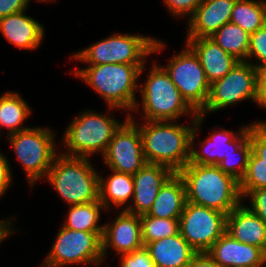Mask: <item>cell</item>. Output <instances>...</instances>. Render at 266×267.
<instances>
[{"mask_svg":"<svg viewBox=\"0 0 266 267\" xmlns=\"http://www.w3.org/2000/svg\"><path fill=\"white\" fill-rule=\"evenodd\" d=\"M139 127L144 157L147 163L162 165L178 173L190 161L191 135L195 125L177 124L176 121H145Z\"/></svg>","mask_w":266,"mask_h":267,"instance_id":"6da1fadb","label":"cell"},{"mask_svg":"<svg viewBox=\"0 0 266 267\" xmlns=\"http://www.w3.org/2000/svg\"><path fill=\"white\" fill-rule=\"evenodd\" d=\"M178 174L184 181L187 202L226 215L243 202L239 181L217 165L187 164Z\"/></svg>","mask_w":266,"mask_h":267,"instance_id":"7a4b0ae2","label":"cell"},{"mask_svg":"<svg viewBox=\"0 0 266 267\" xmlns=\"http://www.w3.org/2000/svg\"><path fill=\"white\" fill-rule=\"evenodd\" d=\"M145 64L88 65L84 69L74 71L82 81L90 85L110 107L124 109L127 115L139 110L135 90L139 88L138 79L142 75Z\"/></svg>","mask_w":266,"mask_h":267,"instance_id":"3957f363","label":"cell"},{"mask_svg":"<svg viewBox=\"0 0 266 267\" xmlns=\"http://www.w3.org/2000/svg\"><path fill=\"white\" fill-rule=\"evenodd\" d=\"M46 180L69 206L99 200V172L89 158L58 152Z\"/></svg>","mask_w":266,"mask_h":267,"instance_id":"277c9868","label":"cell"},{"mask_svg":"<svg viewBox=\"0 0 266 267\" xmlns=\"http://www.w3.org/2000/svg\"><path fill=\"white\" fill-rule=\"evenodd\" d=\"M165 43L148 36L114 34L86 47L71 58L88 65L145 64L147 56L164 49Z\"/></svg>","mask_w":266,"mask_h":267,"instance_id":"5b68a950","label":"cell"},{"mask_svg":"<svg viewBox=\"0 0 266 267\" xmlns=\"http://www.w3.org/2000/svg\"><path fill=\"white\" fill-rule=\"evenodd\" d=\"M138 92L142 98V118L145 121H177L184 114L190 113L193 116L191 118L197 115L183 99L165 69L155 62Z\"/></svg>","mask_w":266,"mask_h":267,"instance_id":"8992f818","label":"cell"},{"mask_svg":"<svg viewBox=\"0 0 266 267\" xmlns=\"http://www.w3.org/2000/svg\"><path fill=\"white\" fill-rule=\"evenodd\" d=\"M122 124L109 114L103 115L90 110L81 112V115L70 121L64 132L61 142L67 151L61 154L84 158L99 152L103 155Z\"/></svg>","mask_w":266,"mask_h":267,"instance_id":"52a82bcc","label":"cell"},{"mask_svg":"<svg viewBox=\"0 0 266 267\" xmlns=\"http://www.w3.org/2000/svg\"><path fill=\"white\" fill-rule=\"evenodd\" d=\"M55 132L43 127H29L8 135V140L21 162L32 187L36 181L46 178L55 156Z\"/></svg>","mask_w":266,"mask_h":267,"instance_id":"ba28073f","label":"cell"},{"mask_svg":"<svg viewBox=\"0 0 266 267\" xmlns=\"http://www.w3.org/2000/svg\"><path fill=\"white\" fill-rule=\"evenodd\" d=\"M103 233L72 230L62 226L40 267H62L71 264L100 265L104 260Z\"/></svg>","mask_w":266,"mask_h":267,"instance_id":"9c48e42d","label":"cell"},{"mask_svg":"<svg viewBox=\"0 0 266 267\" xmlns=\"http://www.w3.org/2000/svg\"><path fill=\"white\" fill-rule=\"evenodd\" d=\"M186 48L171 57L162 66L179 89L187 104L199 114L205 107L210 93V83L194 50L186 43Z\"/></svg>","mask_w":266,"mask_h":267,"instance_id":"30bf717a","label":"cell"},{"mask_svg":"<svg viewBox=\"0 0 266 267\" xmlns=\"http://www.w3.org/2000/svg\"><path fill=\"white\" fill-rule=\"evenodd\" d=\"M256 96V68L249 62L239 61L223 78L210 84L207 104L199 114L205 117L207 112H215L246 99L256 102Z\"/></svg>","mask_w":266,"mask_h":267,"instance_id":"8fae6325","label":"cell"},{"mask_svg":"<svg viewBox=\"0 0 266 267\" xmlns=\"http://www.w3.org/2000/svg\"><path fill=\"white\" fill-rule=\"evenodd\" d=\"M226 214L186 202L179 218V232L197 252H207L226 232Z\"/></svg>","mask_w":266,"mask_h":267,"instance_id":"7c38bea8","label":"cell"},{"mask_svg":"<svg viewBox=\"0 0 266 267\" xmlns=\"http://www.w3.org/2000/svg\"><path fill=\"white\" fill-rule=\"evenodd\" d=\"M110 170L134 175L147 162L144 157L139 127L126 117L102 155Z\"/></svg>","mask_w":266,"mask_h":267,"instance_id":"4fadbf2b","label":"cell"},{"mask_svg":"<svg viewBox=\"0 0 266 267\" xmlns=\"http://www.w3.org/2000/svg\"><path fill=\"white\" fill-rule=\"evenodd\" d=\"M203 115L197 114L195 117V125L191 135L190 161L188 164L201 165H217L224 159L230 150H238V148L249 138L250 124L242 126L237 133L226 130L212 132L206 140L201 142V150L194 148V139L203 121ZM238 134V135H237Z\"/></svg>","mask_w":266,"mask_h":267,"instance_id":"5bb4252c","label":"cell"},{"mask_svg":"<svg viewBox=\"0 0 266 267\" xmlns=\"http://www.w3.org/2000/svg\"><path fill=\"white\" fill-rule=\"evenodd\" d=\"M109 246L113 248L116 255L120 256L144 248L140 215L121 210L112 223L105 224L102 237L104 260Z\"/></svg>","mask_w":266,"mask_h":267,"instance_id":"9a60e30c","label":"cell"},{"mask_svg":"<svg viewBox=\"0 0 266 267\" xmlns=\"http://www.w3.org/2000/svg\"><path fill=\"white\" fill-rule=\"evenodd\" d=\"M172 174L173 172L165 166L146 163L133 175V204L125 206L123 210L136 215L148 213L161 186Z\"/></svg>","mask_w":266,"mask_h":267,"instance_id":"2e32d148","label":"cell"},{"mask_svg":"<svg viewBox=\"0 0 266 267\" xmlns=\"http://www.w3.org/2000/svg\"><path fill=\"white\" fill-rule=\"evenodd\" d=\"M220 267H245L260 264L266 260V252L234 239L225 232L206 252Z\"/></svg>","mask_w":266,"mask_h":267,"instance_id":"e0dca14e","label":"cell"},{"mask_svg":"<svg viewBox=\"0 0 266 267\" xmlns=\"http://www.w3.org/2000/svg\"><path fill=\"white\" fill-rule=\"evenodd\" d=\"M236 0H203L188 19L187 38L210 37L230 22Z\"/></svg>","mask_w":266,"mask_h":267,"instance_id":"ac0fdd59","label":"cell"},{"mask_svg":"<svg viewBox=\"0 0 266 267\" xmlns=\"http://www.w3.org/2000/svg\"><path fill=\"white\" fill-rule=\"evenodd\" d=\"M226 232L266 252V223L242 202L226 216Z\"/></svg>","mask_w":266,"mask_h":267,"instance_id":"d6986e66","label":"cell"},{"mask_svg":"<svg viewBox=\"0 0 266 267\" xmlns=\"http://www.w3.org/2000/svg\"><path fill=\"white\" fill-rule=\"evenodd\" d=\"M20 11L0 18V32L19 49L33 50L44 38V27L34 18Z\"/></svg>","mask_w":266,"mask_h":267,"instance_id":"ffe728a7","label":"cell"},{"mask_svg":"<svg viewBox=\"0 0 266 267\" xmlns=\"http://www.w3.org/2000/svg\"><path fill=\"white\" fill-rule=\"evenodd\" d=\"M186 43L197 54L210 84L223 78L239 62L210 37L187 38Z\"/></svg>","mask_w":266,"mask_h":267,"instance_id":"44dd1931","label":"cell"},{"mask_svg":"<svg viewBox=\"0 0 266 267\" xmlns=\"http://www.w3.org/2000/svg\"><path fill=\"white\" fill-rule=\"evenodd\" d=\"M144 248L148 251L155 267H188L192 257L197 253L180 232L147 243Z\"/></svg>","mask_w":266,"mask_h":267,"instance_id":"7402d4cb","label":"cell"},{"mask_svg":"<svg viewBox=\"0 0 266 267\" xmlns=\"http://www.w3.org/2000/svg\"><path fill=\"white\" fill-rule=\"evenodd\" d=\"M184 181L173 173L161 186L148 215L157 218L179 219L186 204Z\"/></svg>","mask_w":266,"mask_h":267,"instance_id":"603a6c76","label":"cell"},{"mask_svg":"<svg viewBox=\"0 0 266 267\" xmlns=\"http://www.w3.org/2000/svg\"><path fill=\"white\" fill-rule=\"evenodd\" d=\"M111 171L112 174L106 180L99 174V201L106 210L112 205L125 206L134 196L133 175Z\"/></svg>","mask_w":266,"mask_h":267,"instance_id":"cb8c5ba5","label":"cell"},{"mask_svg":"<svg viewBox=\"0 0 266 267\" xmlns=\"http://www.w3.org/2000/svg\"><path fill=\"white\" fill-rule=\"evenodd\" d=\"M31 109L19 93L6 92L0 96V130L7 128L8 135L29 128L22 123L30 116Z\"/></svg>","mask_w":266,"mask_h":267,"instance_id":"d4e9b609","label":"cell"},{"mask_svg":"<svg viewBox=\"0 0 266 267\" xmlns=\"http://www.w3.org/2000/svg\"><path fill=\"white\" fill-rule=\"evenodd\" d=\"M230 22L249 34L262 28L266 24V1L236 0Z\"/></svg>","mask_w":266,"mask_h":267,"instance_id":"484cf974","label":"cell"},{"mask_svg":"<svg viewBox=\"0 0 266 267\" xmlns=\"http://www.w3.org/2000/svg\"><path fill=\"white\" fill-rule=\"evenodd\" d=\"M210 38L238 61L247 62L250 34L240 26L228 22L211 35Z\"/></svg>","mask_w":266,"mask_h":267,"instance_id":"4316f807","label":"cell"},{"mask_svg":"<svg viewBox=\"0 0 266 267\" xmlns=\"http://www.w3.org/2000/svg\"><path fill=\"white\" fill-rule=\"evenodd\" d=\"M63 226L72 230L84 232H104V225H98L100 210L105 209L97 200L86 204L72 205Z\"/></svg>","mask_w":266,"mask_h":267,"instance_id":"83f0119b","label":"cell"},{"mask_svg":"<svg viewBox=\"0 0 266 267\" xmlns=\"http://www.w3.org/2000/svg\"><path fill=\"white\" fill-rule=\"evenodd\" d=\"M142 242L147 243L171 237L179 233V219H166L140 215Z\"/></svg>","mask_w":266,"mask_h":267,"instance_id":"f1b7e54d","label":"cell"},{"mask_svg":"<svg viewBox=\"0 0 266 267\" xmlns=\"http://www.w3.org/2000/svg\"><path fill=\"white\" fill-rule=\"evenodd\" d=\"M266 188V164L259 163V157L252 151L245 174L239 181L242 200L255 189Z\"/></svg>","mask_w":266,"mask_h":267,"instance_id":"f546056e","label":"cell"},{"mask_svg":"<svg viewBox=\"0 0 266 267\" xmlns=\"http://www.w3.org/2000/svg\"><path fill=\"white\" fill-rule=\"evenodd\" d=\"M252 152L250 140L247 139L238 150H230L217 166L224 172L240 181L245 174L250 154Z\"/></svg>","mask_w":266,"mask_h":267,"instance_id":"4dcf8cb0","label":"cell"},{"mask_svg":"<svg viewBox=\"0 0 266 267\" xmlns=\"http://www.w3.org/2000/svg\"><path fill=\"white\" fill-rule=\"evenodd\" d=\"M251 57L257 59V64L250 62ZM247 62L255 68L266 65V24L250 34Z\"/></svg>","mask_w":266,"mask_h":267,"instance_id":"1f68e13d","label":"cell"},{"mask_svg":"<svg viewBox=\"0 0 266 267\" xmlns=\"http://www.w3.org/2000/svg\"><path fill=\"white\" fill-rule=\"evenodd\" d=\"M248 139L252 151L259 157V163L266 164V124L251 123Z\"/></svg>","mask_w":266,"mask_h":267,"instance_id":"d6a6232c","label":"cell"},{"mask_svg":"<svg viewBox=\"0 0 266 267\" xmlns=\"http://www.w3.org/2000/svg\"><path fill=\"white\" fill-rule=\"evenodd\" d=\"M203 0H164L166 7L174 16L189 19Z\"/></svg>","mask_w":266,"mask_h":267,"instance_id":"836d02e7","label":"cell"},{"mask_svg":"<svg viewBox=\"0 0 266 267\" xmlns=\"http://www.w3.org/2000/svg\"><path fill=\"white\" fill-rule=\"evenodd\" d=\"M120 267H155L145 248L120 256Z\"/></svg>","mask_w":266,"mask_h":267,"instance_id":"e575fe53","label":"cell"},{"mask_svg":"<svg viewBox=\"0 0 266 267\" xmlns=\"http://www.w3.org/2000/svg\"><path fill=\"white\" fill-rule=\"evenodd\" d=\"M249 197L250 209L266 223V188L252 190Z\"/></svg>","mask_w":266,"mask_h":267,"instance_id":"d590c367","label":"cell"},{"mask_svg":"<svg viewBox=\"0 0 266 267\" xmlns=\"http://www.w3.org/2000/svg\"><path fill=\"white\" fill-rule=\"evenodd\" d=\"M257 96L258 106L266 109V65L256 68Z\"/></svg>","mask_w":266,"mask_h":267,"instance_id":"8d00e7d4","label":"cell"},{"mask_svg":"<svg viewBox=\"0 0 266 267\" xmlns=\"http://www.w3.org/2000/svg\"><path fill=\"white\" fill-rule=\"evenodd\" d=\"M10 163L3 153L0 152V197L6 193V190L12 183V173Z\"/></svg>","mask_w":266,"mask_h":267,"instance_id":"74e56055","label":"cell"},{"mask_svg":"<svg viewBox=\"0 0 266 267\" xmlns=\"http://www.w3.org/2000/svg\"><path fill=\"white\" fill-rule=\"evenodd\" d=\"M30 0H0V18L20 11H26Z\"/></svg>","mask_w":266,"mask_h":267,"instance_id":"f35d334b","label":"cell"},{"mask_svg":"<svg viewBox=\"0 0 266 267\" xmlns=\"http://www.w3.org/2000/svg\"><path fill=\"white\" fill-rule=\"evenodd\" d=\"M188 267H220L206 252L196 253Z\"/></svg>","mask_w":266,"mask_h":267,"instance_id":"ab89813d","label":"cell"},{"mask_svg":"<svg viewBox=\"0 0 266 267\" xmlns=\"http://www.w3.org/2000/svg\"><path fill=\"white\" fill-rule=\"evenodd\" d=\"M11 223L12 222L8 219L0 220V244L5 238L14 233L13 225Z\"/></svg>","mask_w":266,"mask_h":267,"instance_id":"60d3db41","label":"cell"},{"mask_svg":"<svg viewBox=\"0 0 266 267\" xmlns=\"http://www.w3.org/2000/svg\"><path fill=\"white\" fill-rule=\"evenodd\" d=\"M266 265V260L260 264H256V265H253V266H245V267H264Z\"/></svg>","mask_w":266,"mask_h":267,"instance_id":"b9f144b4","label":"cell"},{"mask_svg":"<svg viewBox=\"0 0 266 267\" xmlns=\"http://www.w3.org/2000/svg\"><path fill=\"white\" fill-rule=\"evenodd\" d=\"M253 123H258V124H266V121L264 122H262V121H256V122H253Z\"/></svg>","mask_w":266,"mask_h":267,"instance_id":"7bdbcfd3","label":"cell"},{"mask_svg":"<svg viewBox=\"0 0 266 267\" xmlns=\"http://www.w3.org/2000/svg\"><path fill=\"white\" fill-rule=\"evenodd\" d=\"M38 1H39V2H40V1H44V2H45V1H49V2H52V1H54V0H38Z\"/></svg>","mask_w":266,"mask_h":267,"instance_id":"ee69618b","label":"cell"}]
</instances>
